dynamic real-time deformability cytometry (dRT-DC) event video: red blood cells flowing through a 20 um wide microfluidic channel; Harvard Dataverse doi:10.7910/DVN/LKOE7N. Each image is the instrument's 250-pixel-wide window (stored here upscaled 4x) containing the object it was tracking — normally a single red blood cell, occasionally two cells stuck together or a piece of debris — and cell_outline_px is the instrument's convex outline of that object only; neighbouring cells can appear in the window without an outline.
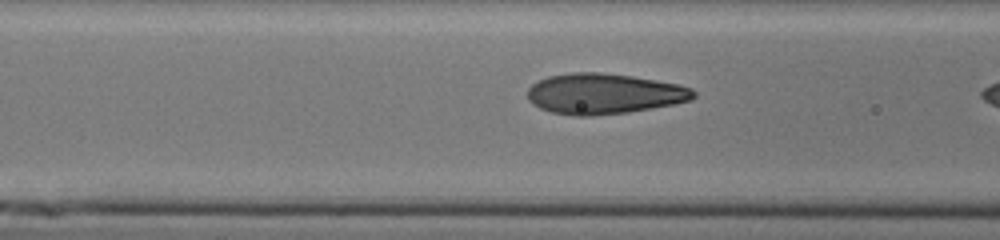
{"species": "human", "species_latin": "Homo sapiens", "temperature_condition": "cold", "stored_images_in_passage": 21, "camera_frame_rate_fps": 3000, "um_per_image_px": 0.085, "donor": {"sex": "male"}, "frame": {"image": 1, "passage_image": 19, "time_ms": 6.0, "image_size_px": [1000, 240], "cell_outline_px": [[696, 96], [692, 100], [652, 108], [628, 112], [592, 116], [576, 116], [552, 112], [540, 108], [532, 104], [528, 100], [528, 88], [532, 84], [548, 76], [572, 72], [600, 72], [632, 76], [680, 84], [692, 88], [696, 92]], "centroid_in_image_um": [51.35, 7.96], "position_along_channel_um": 115.3, "area_um2": 39.36}}